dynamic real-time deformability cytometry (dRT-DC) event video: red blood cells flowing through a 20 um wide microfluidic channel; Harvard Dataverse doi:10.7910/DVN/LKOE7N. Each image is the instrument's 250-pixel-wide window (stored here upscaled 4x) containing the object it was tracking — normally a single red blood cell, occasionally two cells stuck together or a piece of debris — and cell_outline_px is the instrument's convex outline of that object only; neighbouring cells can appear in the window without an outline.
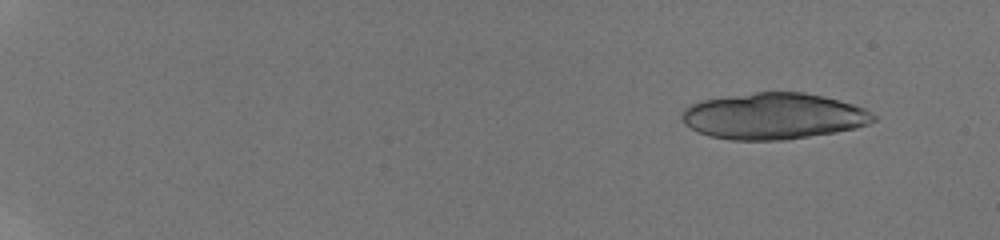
{"species": "human", "species_latin": "Homo sapiens", "temperature_condition": "room temperature", "stored_images_in_passage": 34, "segment_of_instrument_passage": [1, 2], "camera_frame_rate_fps": 3000, "um_per_image_px": 0.085, "donor": {"sex": "male"}, "frame": {"image": 1, "passage_image": 4, "time_ms": 1.667, "image_size_px": [1000, 240], "cell_outline_px": [[876, 120], [868, 124], [856, 128], [836, 132], [788, 140], [732, 140], [708, 136], [684, 124], [680, 116], [684, 108], [700, 100], [756, 92], [804, 92], [852, 104], [864, 108], [872, 112], [876, 116]], "centroid_in_image_um": [65.74, 9.88], "position_along_channel_um": 19.3, "area_um2": 51.67}}
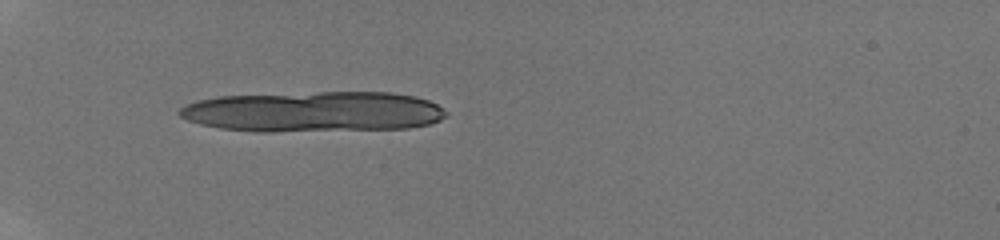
{"frame": {"image": 2, "passage_image": 13, "time_ms": 6.333, "image_size_px": [1000, 240], "cell_outline_px": [[448, 112], [440, 120], [428, 124], [408, 128], [272, 132], [260, 132], [220, 128], [200, 124], [188, 120], [180, 116], [176, 112], [184, 104], [196, 100], [216, 96], [320, 92], [392, 92], [416, 96], [428, 100], [436, 104]], "centroid_in_image_um": [26.6, 9.49], "position_along_channel_um": 58.4, "area_um2": 63.35}}